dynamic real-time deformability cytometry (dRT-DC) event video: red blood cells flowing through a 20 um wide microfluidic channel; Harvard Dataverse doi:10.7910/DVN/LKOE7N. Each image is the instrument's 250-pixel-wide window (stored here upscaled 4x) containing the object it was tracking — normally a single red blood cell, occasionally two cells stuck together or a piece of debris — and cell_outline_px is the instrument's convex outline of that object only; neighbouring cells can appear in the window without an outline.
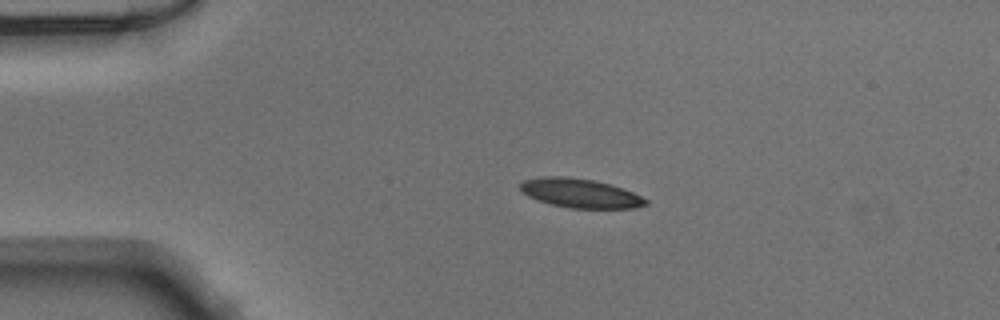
{"species": "Egyptian fruit bat (a non-hibernating species)", "species_latin": "Rousettus aegyptiacus", "temperature_condition": "warm", "stored_images_in_passage": 40, "camera_frame_rate_fps": 3000, "um_per_image_px": 0.085, "animal": {"sex": "male"}, "frame": {"image": 1, "passage_image": 1, "time_ms": 0.0, "image_size_px": [1000, 320], "cell_outline_px": [[648, 204], [632, 208], [572, 208], [552, 204], [528, 196], [520, 188], [520, 184], [524, 180], [544, 176], [564, 176], [592, 180], [608, 184], [632, 192], [648, 200]], "centroid_in_image_um": [49.31, 16.42], "position_along_channel_um": 35.7, "area_um2": 20.81}}
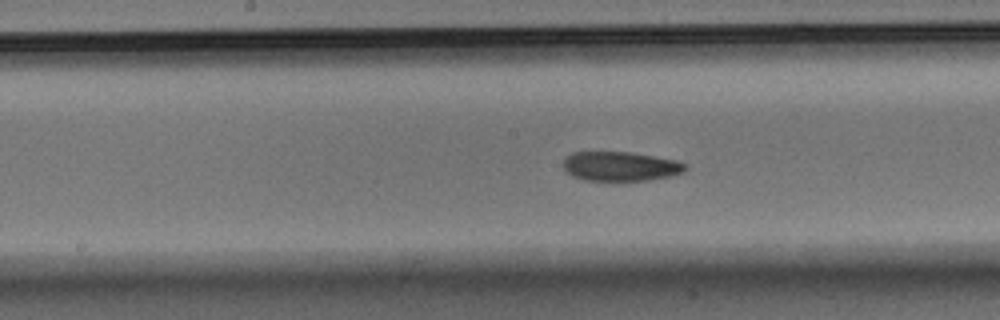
{"frame": {"image": 2, "passage_image": 16, "time_ms": 5.0, "image_size_px": [1000, 320], "cell_outline_px": [[688, 168], [684, 172], [672, 176], [648, 180], [584, 180], [572, 176], [564, 168], [564, 160], [572, 152], [628, 152], [676, 160], [688, 164]], "centroid_in_image_um": [52.78, 14.14], "position_along_channel_um": 195.4, "area_um2": 20.81}}
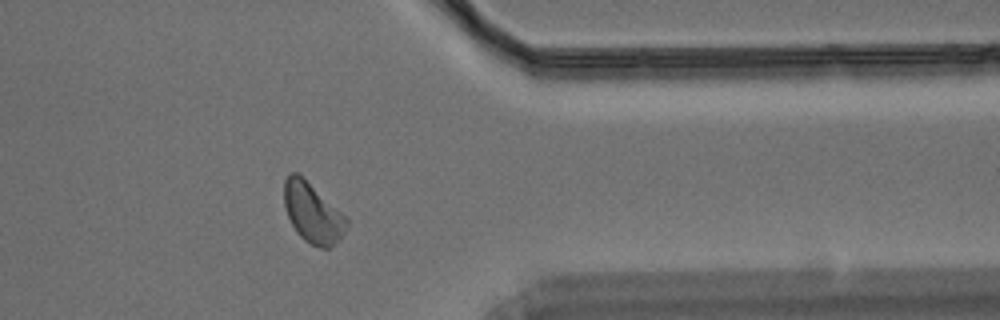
{"frame": {"image": 3, "passage_image": 31, "time_ms": 10.0, "image_size_px": [1000, 320], "cell_outline_px": [[348, 224], [344, 232], [328, 248], [320, 248], [304, 240], [296, 232], [288, 216], [284, 204], [284, 180], [288, 172], [296, 172], [340, 212], [348, 220]], "centroid_in_image_um": [26.52, 18.1], "position_along_channel_um": 384.9, "area_um2": 20.98}}